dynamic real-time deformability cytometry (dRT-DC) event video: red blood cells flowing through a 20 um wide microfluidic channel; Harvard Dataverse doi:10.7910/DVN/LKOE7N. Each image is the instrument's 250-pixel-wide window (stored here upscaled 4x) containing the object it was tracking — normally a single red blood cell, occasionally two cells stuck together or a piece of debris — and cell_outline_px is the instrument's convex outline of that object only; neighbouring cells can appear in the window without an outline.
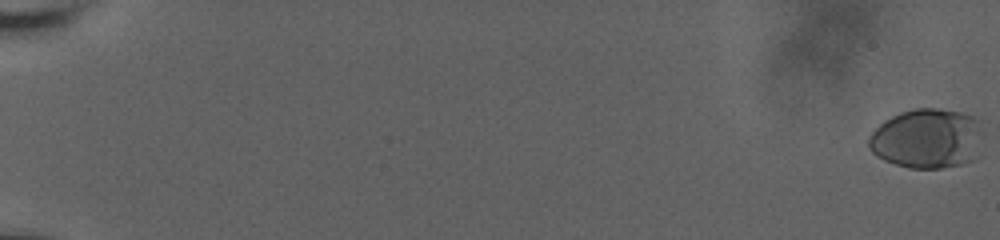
{"species": "human", "species_latin": "Homo sapiens", "temperature_condition": "room temperature", "stored_images_in_passage": 63, "camera_frame_rate_fps": 3000, "um_per_image_px": 0.085, "donor": {"sex": "male"}, "frame": {"image": 1, "passage_image": 1, "time_ms": 0.0, "image_size_px": [1000, 240], "cell_outline_px": [[980, 124], [976, 160], [960, 164], [940, 168], [908, 168], [884, 160], [876, 156], [868, 148], [868, 136], [884, 120], [900, 112], [916, 108], [940, 108], [960, 112], [972, 116], [980, 120]], "centroid_in_image_um": [78.76, 11.77], "position_along_channel_um": 6.2, "area_um2": 39.77}}
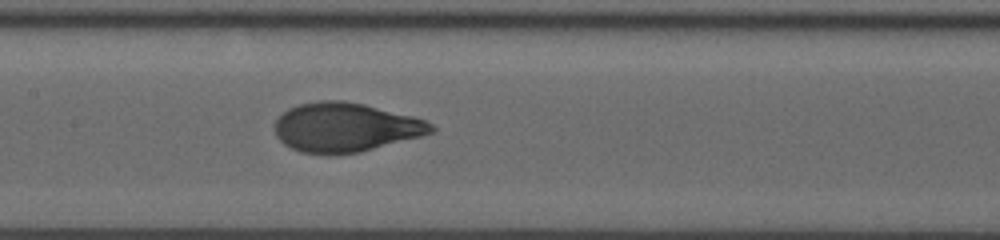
{"frame": {"image": 2, "passage_image": 35, "time_ms": 11.333, "image_size_px": [1000, 240], "cell_outline_px": [[436, 128], [432, 132], [420, 136], [360, 152], [336, 156], [324, 156], [300, 152], [284, 144], [276, 136], [276, 120], [288, 108], [300, 104], [320, 100], [344, 100], [364, 104], [412, 116], [424, 120], [432, 124]], "centroid_in_image_um": [29.33, 10.84], "position_along_channel_um": 178.1, "area_um2": 44.97}}
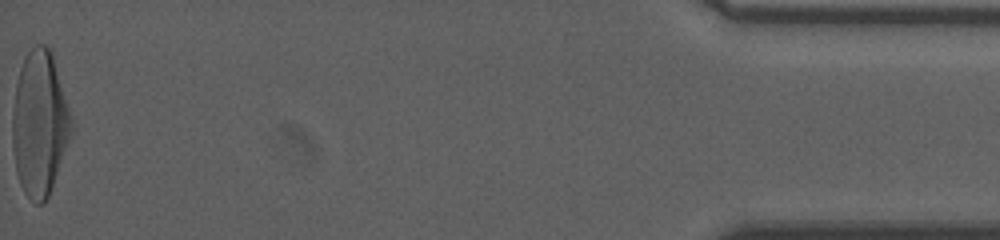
{"frame": {"image": 3, "passage_image": 63, "time_ms": 20.667, "image_size_px": [1000, 240], "cell_outline_px": [[72, 132], [48, 196], [44, 204], [36, 204], [24, 192], [20, 184], [16, 172], [12, 144], [12, 112], [16, 84], [20, 68], [24, 56], [36, 44], [44, 44], [52, 48], [72, 120]], "centroid_in_image_um": [3.36, 10.45], "position_along_channel_um": 431.8, "area_um2": 49.82}, "authors_computed_cell_mechanics": {"area_um2": 43.8702, "velocity_mm_per_s": 3.6468, "shape_relaxation_time_tau1_ms": 5.3198, "shape_relaxation_time_tau2_ms": null, "deformation_change_tau1": 0.2347, "deformation_change_tau2": null}}